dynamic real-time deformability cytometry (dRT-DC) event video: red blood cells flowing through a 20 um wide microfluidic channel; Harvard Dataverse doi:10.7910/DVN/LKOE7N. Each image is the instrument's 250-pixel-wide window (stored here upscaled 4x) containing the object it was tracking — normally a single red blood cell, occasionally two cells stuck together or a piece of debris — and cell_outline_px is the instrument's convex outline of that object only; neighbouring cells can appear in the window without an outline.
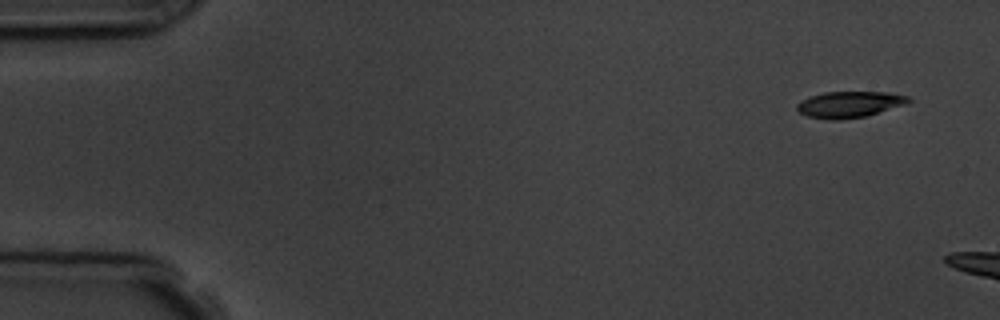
{"species": "common noctule bat (a hibernating species)", "species_latin": "Nyctalus noctula", "temperature_condition": "room temperature", "stored_images_in_passage": 3, "camera_frame_rate_fps": 3000, "um_per_image_px": 0.085, "animal": {"sex": "male", "body_mass_g": 19.5, "forearm_length_mm": 54.6}, "frame": {"image": 1, "passage_image": 1, "time_ms": 0.0, "image_size_px": [1000, 320], "cell_outline_px": [[912, 100], [904, 104], [864, 116], [840, 120], [828, 120], [808, 116], [800, 112], [796, 108], [796, 104], [800, 100], [824, 92], [888, 92], [908, 96]], "centroid_in_image_um": [72.16, 8.87], "position_along_channel_um": 12.8, "area_um2": 16.82}}